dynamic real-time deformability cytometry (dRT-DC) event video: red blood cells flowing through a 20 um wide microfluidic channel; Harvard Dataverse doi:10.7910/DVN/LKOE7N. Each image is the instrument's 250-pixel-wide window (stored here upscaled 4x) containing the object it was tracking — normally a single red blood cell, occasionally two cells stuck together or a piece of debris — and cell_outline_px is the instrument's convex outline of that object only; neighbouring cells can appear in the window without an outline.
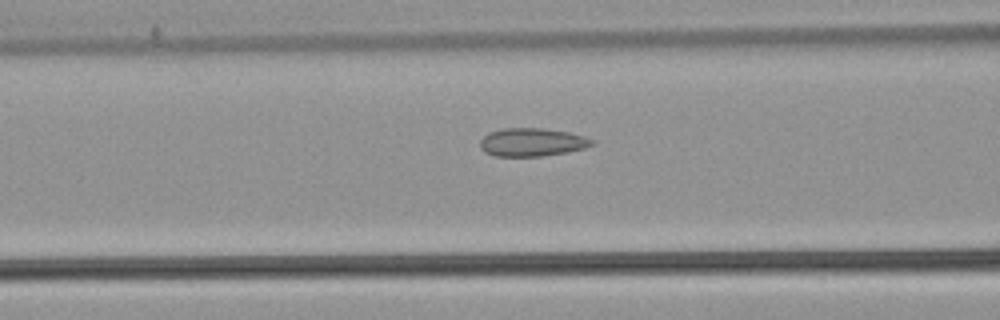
{"species": "common noctule bat (a hibernating species)", "species_latin": "Nyctalus noctula", "temperature_condition": "warm", "stored_images_in_passage": 55, "camera_frame_rate_fps": 3000, "um_per_image_px": 0.085, "animal": {"sex": "male", "body_mass_g": 21.5, "forearm_length_mm": 52.0}, "frame": {"image": 1, "passage_image": 23, "time_ms": 7.333, "image_size_px": [1000, 320], "cell_outline_px": [[596, 144], [584, 148], [568, 152], [540, 156], [496, 156], [484, 152], [480, 148], [480, 140], [488, 132], [504, 128], [544, 128], [568, 132], [584, 136], [596, 140]], "centroid_in_image_um": [45.24, 12.08], "position_along_channel_um": 121.4, "area_um2": 18.55}}
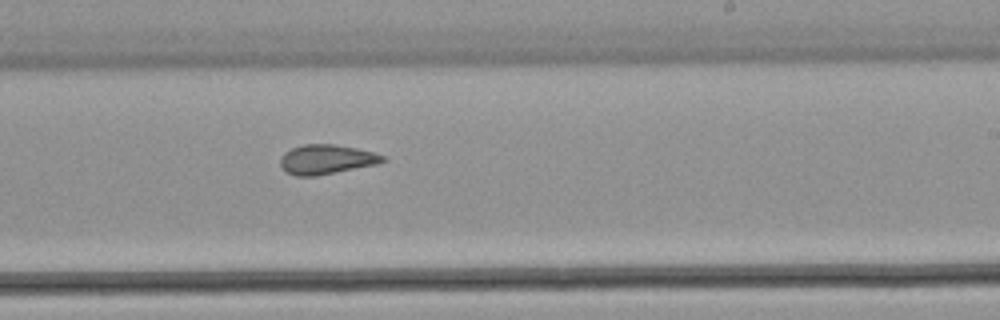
{"frame": {"image": 2, "passage_image": 34, "time_ms": 11.0, "image_size_px": [1000, 320], "cell_outline_px": [[388, 160], [376, 164], [316, 176], [296, 176], [284, 172], [280, 164], [280, 156], [284, 152], [292, 148], [304, 144], [332, 144], [356, 148], [372, 152], [384, 156]], "centroid_in_image_um": [27.7, 13.55], "position_along_channel_um": 261.3, "area_um2": 17.63}}
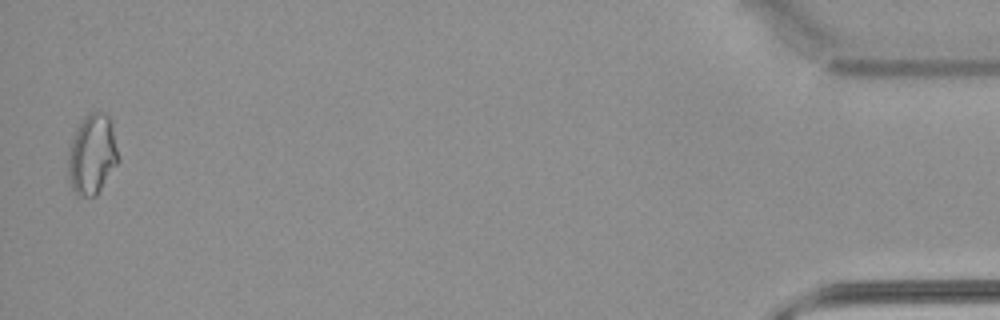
{"frame": {"image": 3, "passage_image": 54, "time_ms": 17.667, "image_size_px": [1000, 320], "cell_outline_px": [[120, 160], [96, 196], [80, 196], [72, 188], [68, 176], [68, 152], [76, 128], [84, 116], [88, 112], [104, 112], [108, 116], [112, 124], [120, 156]], "centroid_in_image_um": [7.85, 13.11], "position_along_channel_um": 427.3, "area_um2": 23.64}, "authors_computed_cell_mechanics": {"area_um2": 20.3456, "velocity_mm_per_s": 3.8205, "shape_relaxation_time_tau1_ms": null, "shape_relaxation_time_tau2_ms": 2.1063, "deformation_change_tau1": null, "deformation_change_tau2": 0.0743}}